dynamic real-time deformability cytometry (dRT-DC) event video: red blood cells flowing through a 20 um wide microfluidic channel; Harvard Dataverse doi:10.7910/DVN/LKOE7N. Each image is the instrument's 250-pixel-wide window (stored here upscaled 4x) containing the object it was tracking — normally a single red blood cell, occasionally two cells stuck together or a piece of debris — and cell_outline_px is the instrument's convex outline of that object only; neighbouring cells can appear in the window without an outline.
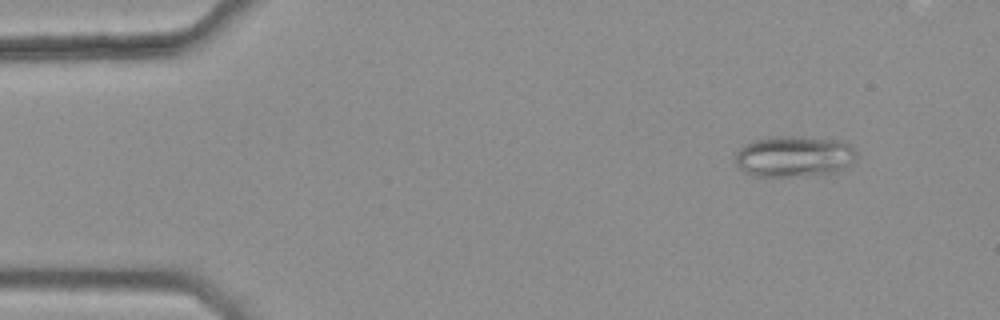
{"species": "common noctule bat (a hibernating species)", "species_latin": "Nyctalus noctula", "temperature_condition": "warm", "stored_images_in_passage": 46, "camera_frame_rate_fps": 3000, "um_per_image_px": 0.085, "animal": {"sex": "female", "body_mass_g": 25.1}, "frame": {"image": 1, "passage_image": 5, "time_ms": 1.333, "image_size_px": [1000, 320], "cell_outline_px": [[856, 160], [844, 168], [836, 172], [804, 176], [756, 176], [744, 172], [736, 164], [736, 152], [744, 144], [752, 140], [772, 136], [800, 136], [844, 140], [856, 152]], "centroid_in_image_um": [67.5, 13.28], "position_along_channel_um": 17.5, "area_um2": 29.36}}
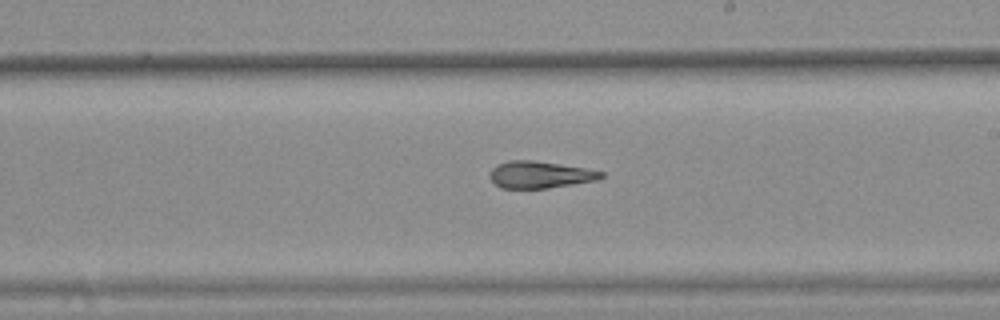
{"frame": {"image": 2, "passage_image": 30, "time_ms": 9.667, "image_size_px": [1000, 320], "cell_outline_px": [[604, 176], [596, 180], [548, 188], [500, 188], [492, 184], [488, 176], [488, 172], [496, 164], [508, 160], [532, 160], [560, 164], [584, 168], [604, 172]], "centroid_in_image_um": [45.8, 14.85], "position_along_channel_um": 243.2, "area_um2": 17.63}}
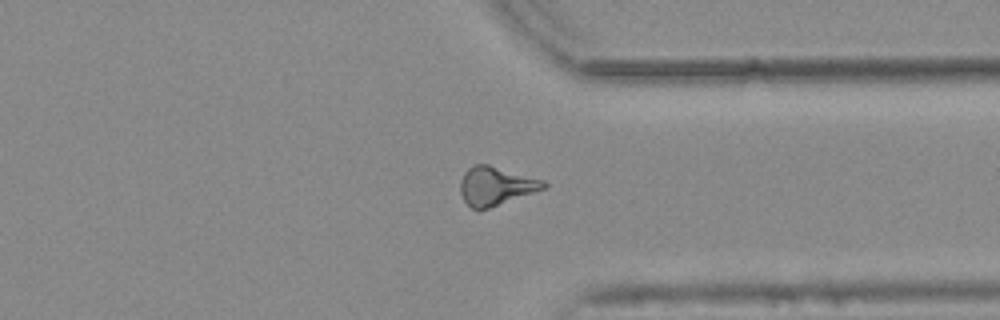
{"frame": {"image": 3, "passage_image": 40, "time_ms": 13.0, "image_size_px": [1000, 320], "cell_outline_px": [[548, 184], [544, 188], [480, 212], [472, 208], [464, 200], [460, 192], [460, 180], [464, 172], [472, 164], [488, 164], [544, 180]], "centroid_in_image_um": [42.1, 15.81], "position_along_channel_um": 369.3, "area_um2": 18.84}, "authors_computed_cell_mechanics": {"area_um2": 18.496, "velocity_mm_per_s": 3.8239, "shape_relaxation_time_tau1_ms": null, "shape_relaxation_time_tau2_ms": 3.1962, "deformation_change_tau1": null, "deformation_change_tau2": 0.1203}}